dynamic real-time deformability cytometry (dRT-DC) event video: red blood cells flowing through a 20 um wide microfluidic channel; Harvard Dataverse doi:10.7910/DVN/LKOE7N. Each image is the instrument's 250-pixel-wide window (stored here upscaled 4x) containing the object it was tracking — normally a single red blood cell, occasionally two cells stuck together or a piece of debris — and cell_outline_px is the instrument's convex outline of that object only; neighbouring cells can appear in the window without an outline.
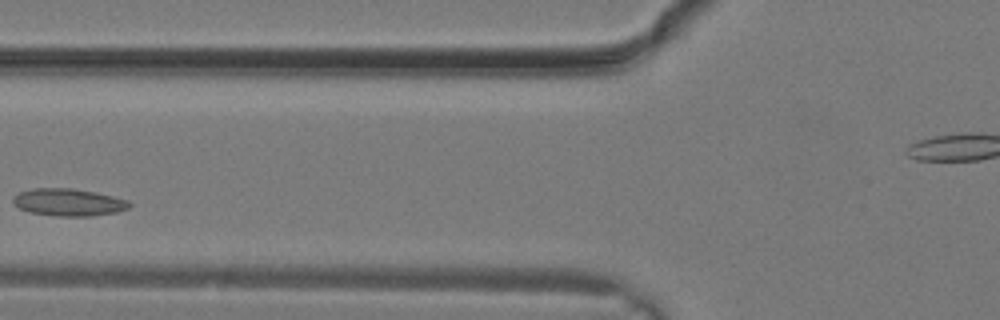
{"species": "common noctule bat (a hibernating species)", "species_latin": "Nyctalus noctula", "temperature_condition": "warm", "stored_images_in_passage": 14, "camera_frame_rate_fps": 3000, "um_per_image_px": 0.085, "animal": {"sex": "male", "body_mass_g": 19.2, "forearm_length_mm": 51.8}, "frame": {"image": 1, "passage_image": 4, "time_ms": 1.0, "image_size_px": [1000, 320], "cell_outline_px": [[132, 204], [128, 208], [116, 212], [92, 216], [56, 216], [32, 212], [20, 208], [12, 204], [12, 196], [20, 192], [32, 188], [72, 188], [112, 196], [128, 200]], "centroid_in_image_um": [5.8, 17.19], "position_along_channel_um": 120.0, "area_um2": 18.44}}
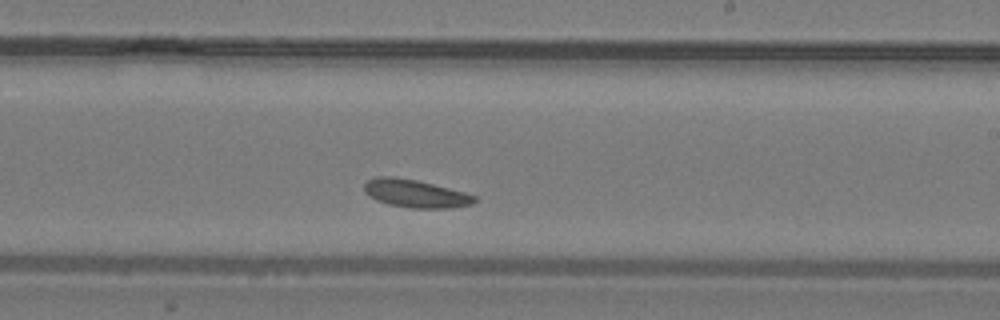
{"frame": {"image": 2, "passage_image": 10, "time_ms": 3.0, "image_size_px": [1000, 320], "cell_outline_px": [[476, 200], [472, 204], [448, 208], [412, 208], [388, 204], [376, 200], [368, 196], [364, 192], [364, 184], [368, 180], [376, 176], [392, 176], [416, 180], [464, 192], [476, 196]], "centroid_in_image_um": [35.26, 16.45], "position_along_channel_um": 253.7, "area_um2": 17.86}}
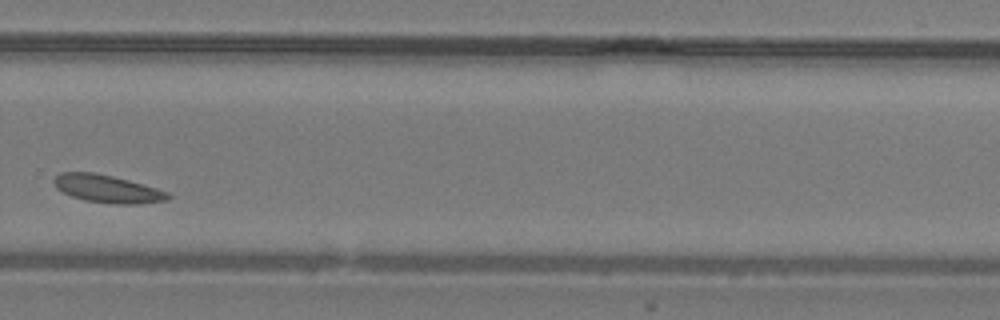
{"frame": {"image": 3, "passage_image": 13, "time_ms": 4.0, "image_size_px": [1000, 320], "cell_outline_px": [[172, 196], [168, 200], [140, 204], [116, 204], [84, 200], [72, 196], [56, 188], [52, 180], [60, 172], [92, 172], [112, 176], [128, 180], [156, 188], [168, 192]], "centroid_in_image_um": [9.13, 16.05], "position_along_channel_um": 320.7, "area_um2": 18.38}}